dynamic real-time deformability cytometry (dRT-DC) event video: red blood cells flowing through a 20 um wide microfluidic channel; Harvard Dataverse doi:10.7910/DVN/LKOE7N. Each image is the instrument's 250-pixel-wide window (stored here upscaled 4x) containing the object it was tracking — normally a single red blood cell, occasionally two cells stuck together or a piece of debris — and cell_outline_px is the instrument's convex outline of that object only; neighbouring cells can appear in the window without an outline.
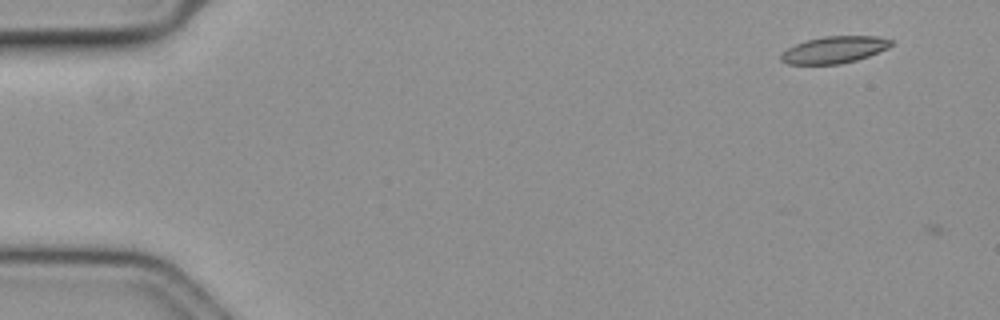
{"species": "common noctule bat (a hibernating species)", "species_latin": "Nyctalus noctula", "temperature_condition": "cold", "stored_images_in_passage": 2, "camera_frame_rate_fps": 3000, "um_per_image_px": 0.085, "animal": {"sex": "female", "body_mass_g": 19.3, "forearm_length_mm": 54.1}, "frame": {"image": 1, "passage_image": 1, "time_ms": 0.0, "image_size_px": [1000, 320], "cell_outline_px": [[892, 44], [888, 48], [868, 56], [856, 60], [840, 64], [788, 64], [780, 60], [780, 52], [796, 44], [808, 40], [824, 36], [880, 36], [892, 40]], "centroid_in_image_um": [70.9, 4.23], "position_along_channel_um": 14.1, "area_um2": 17.22}}